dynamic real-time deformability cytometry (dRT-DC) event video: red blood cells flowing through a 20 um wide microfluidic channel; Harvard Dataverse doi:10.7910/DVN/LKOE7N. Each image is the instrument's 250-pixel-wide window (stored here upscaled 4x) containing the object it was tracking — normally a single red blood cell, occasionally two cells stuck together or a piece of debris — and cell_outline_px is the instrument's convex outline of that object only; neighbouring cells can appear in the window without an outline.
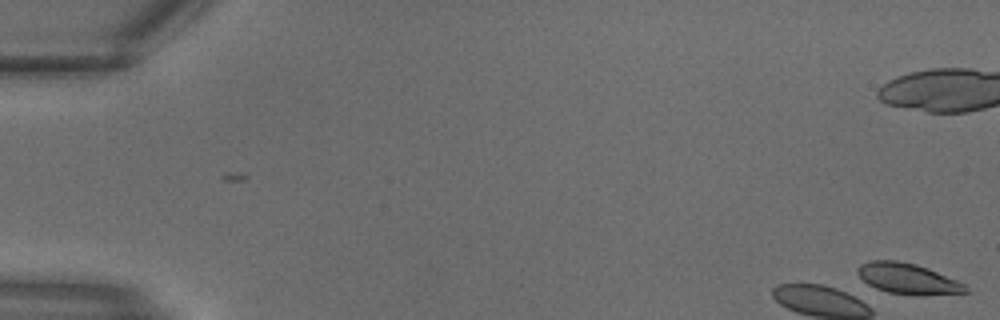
{"species": "common noctule bat (a hibernating species)", "species_latin": "Nyctalus noctula", "temperature_condition": "warm", "stored_images_in_passage": 1, "camera_frame_rate_fps": 3000, "um_per_image_px": 0.085, "animal": {"sex": "male", "body_mass_g": 18.8}, "frame": {"image": 1, "passage_image": 1, "time_ms": 0.0, "image_size_px": [1000, 320], "cell_outline_px": [[968, 292], [916, 296], [888, 292], [876, 288], [868, 284], [856, 272], [856, 268], [860, 264], [872, 260], [896, 260], [916, 264], [928, 268], [956, 280], [964, 284]], "centroid_in_image_um": [77.13, 23.68], "position_along_channel_um": 7.9, "area_um2": 19.25}}